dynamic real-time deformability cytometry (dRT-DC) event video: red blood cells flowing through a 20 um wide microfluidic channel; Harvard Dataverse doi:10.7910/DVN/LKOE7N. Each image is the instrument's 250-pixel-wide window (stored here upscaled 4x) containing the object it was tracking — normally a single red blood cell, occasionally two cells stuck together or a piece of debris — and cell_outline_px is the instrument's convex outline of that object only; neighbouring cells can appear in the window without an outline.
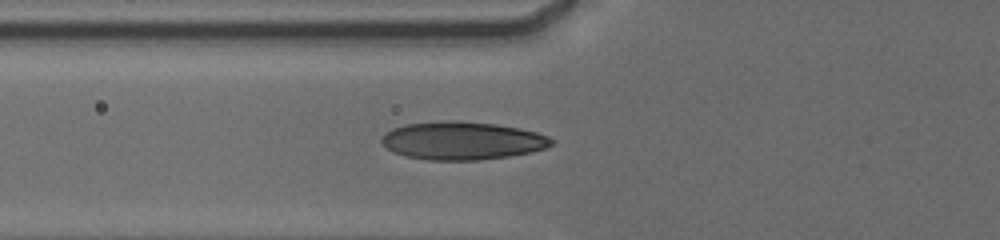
{"species": "human", "species_latin": "Homo sapiens", "temperature_condition": "cold", "stored_images_in_passage": 6, "camera_frame_rate_fps": 3000, "um_per_image_px": 0.085, "donor": {"sex": "male"}, "frame": {"image": 1, "passage_image": 3, "time_ms": 1.0, "image_size_px": [1000, 240], "cell_outline_px": [[552, 144], [548, 148], [532, 152], [508, 156], [480, 160], [428, 160], [404, 156], [388, 148], [380, 140], [392, 128], [404, 124], [444, 120], [460, 120], [496, 124], [520, 128], [536, 132], [548, 136], [552, 140]], "centroid_in_image_um": [39.31, 11.95], "position_along_channel_um": 86.5, "area_um2": 37.74}}
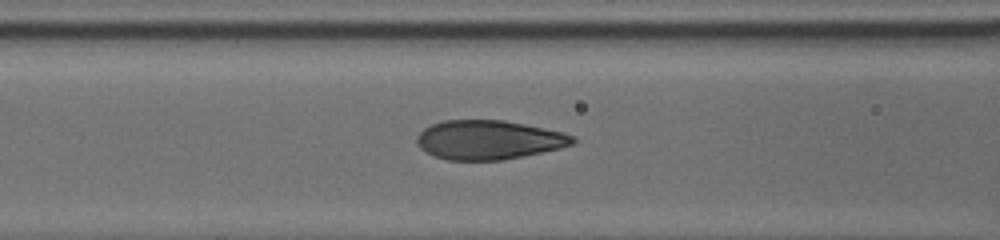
{"frame": {"image": 2, "passage_image": 5, "time_ms": 2.0, "image_size_px": [1000, 240], "cell_outline_px": [[576, 140], [572, 144], [560, 148], [504, 160], [448, 160], [436, 156], [420, 148], [416, 144], [416, 136], [424, 128], [432, 124], [444, 120], [504, 120], [564, 132], [572, 136]], "centroid_in_image_um": [41.52, 11.88], "position_along_channel_um": 125.1, "area_um2": 35.43}}